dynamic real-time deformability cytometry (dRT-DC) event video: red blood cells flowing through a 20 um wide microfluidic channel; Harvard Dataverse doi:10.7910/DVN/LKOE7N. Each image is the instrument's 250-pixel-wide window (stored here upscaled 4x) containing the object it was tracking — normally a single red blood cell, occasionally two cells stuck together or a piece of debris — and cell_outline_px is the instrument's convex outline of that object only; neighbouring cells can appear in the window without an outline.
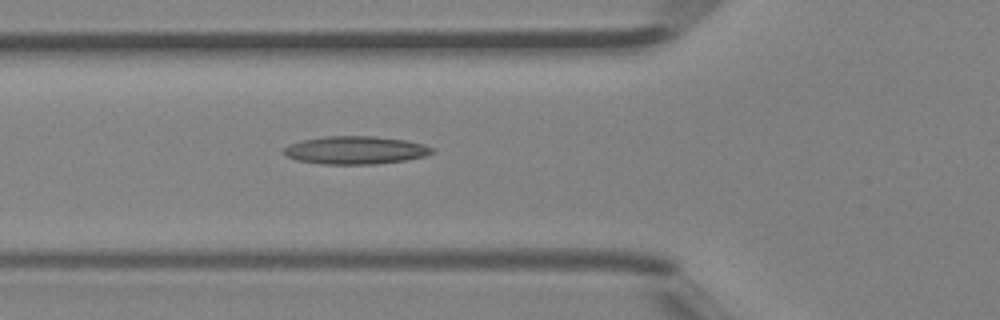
{"species": "Egyptian fruit bat (a non-hibernating species)", "species_latin": "Rousettus aegyptiacus", "temperature_condition": "room temperature", "stored_images_in_passage": 32, "camera_frame_rate_fps": 3000, "um_per_image_px": 0.085, "animal": {"sex": "female"}, "frame": {"image": 1, "passage_image": 3, "time_ms": 0.667, "image_size_px": [1000, 320], "cell_outline_px": [[436, 152], [424, 156], [404, 160], [376, 164], [320, 164], [296, 160], [284, 156], [280, 152], [288, 144], [300, 140], [324, 136], [376, 136], [408, 140], [424, 144], [436, 148]], "centroid_in_image_um": [30.19, 12.76], "position_along_channel_um": 95.6, "area_um2": 24.68}}
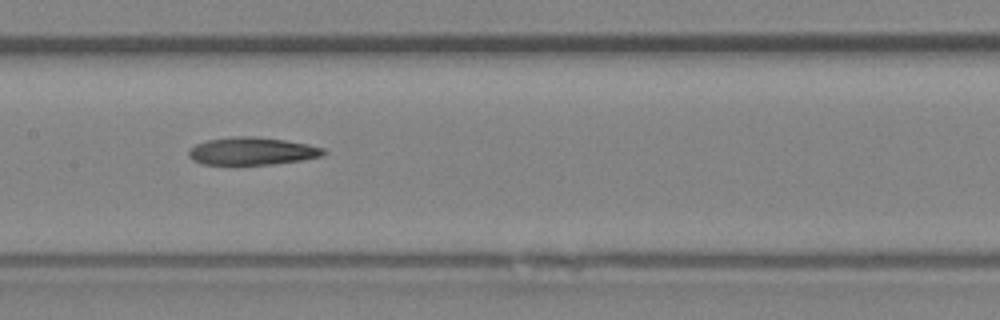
{"frame": {"image": 2, "passage_image": 9, "time_ms": 2.667, "image_size_px": [1000, 320], "cell_outline_px": [[324, 152], [320, 156], [300, 160], [272, 164], [200, 164], [192, 160], [188, 156], [188, 152], [196, 144], [208, 140], [236, 136], [256, 136], [284, 140], [308, 144], [324, 148]], "centroid_in_image_um": [21.39, 12.84], "position_along_channel_um": 186.0, "area_um2": 21.44}}
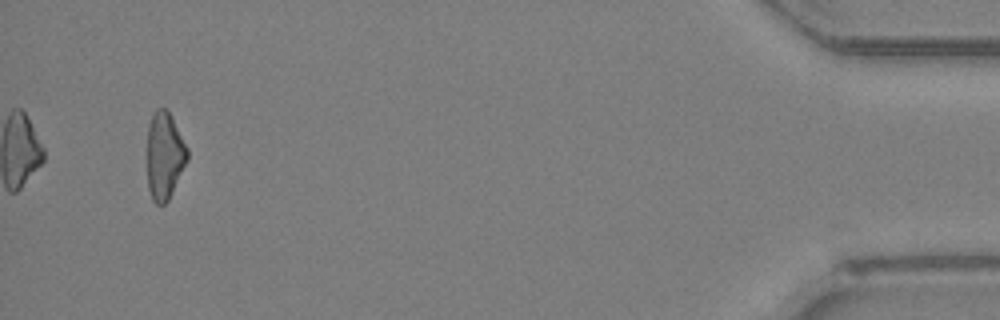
{"frame": {"image": 3, "passage_image": 30, "time_ms": 9.667, "image_size_px": [1000, 320], "cell_outline_px": [[188, 160], [168, 200], [164, 204], [156, 204], [152, 200], [148, 188], [148, 124], [156, 108], [164, 108], [168, 112], [188, 148]], "centroid_in_image_um": [13.98, 13.26], "position_along_channel_um": 421.2, "area_um2": 20.17}}